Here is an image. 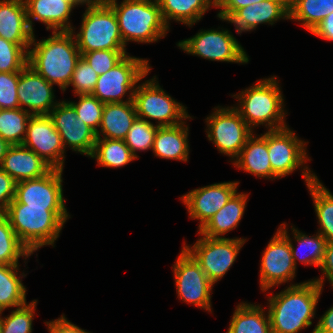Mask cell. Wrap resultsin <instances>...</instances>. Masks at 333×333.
I'll return each instance as SVG.
<instances>
[{"label": "cell", "mask_w": 333, "mask_h": 333, "mask_svg": "<svg viewBox=\"0 0 333 333\" xmlns=\"http://www.w3.org/2000/svg\"><path fill=\"white\" fill-rule=\"evenodd\" d=\"M30 111L25 109H0V137L10 145H20L26 135Z\"/></svg>", "instance_id": "e575fe53"}, {"label": "cell", "mask_w": 333, "mask_h": 333, "mask_svg": "<svg viewBox=\"0 0 333 333\" xmlns=\"http://www.w3.org/2000/svg\"><path fill=\"white\" fill-rule=\"evenodd\" d=\"M18 265L0 264V312L26 305V288L18 277Z\"/></svg>", "instance_id": "1f68e13d"}, {"label": "cell", "mask_w": 333, "mask_h": 333, "mask_svg": "<svg viewBox=\"0 0 333 333\" xmlns=\"http://www.w3.org/2000/svg\"><path fill=\"white\" fill-rule=\"evenodd\" d=\"M227 333H272L269 314L261 306L240 303L232 316Z\"/></svg>", "instance_id": "f1b7e54d"}, {"label": "cell", "mask_w": 333, "mask_h": 333, "mask_svg": "<svg viewBox=\"0 0 333 333\" xmlns=\"http://www.w3.org/2000/svg\"><path fill=\"white\" fill-rule=\"evenodd\" d=\"M62 171L52 168L42 177L16 183L15 199L27 207L65 208Z\"/></svg>", "instance_id": "e0dca14e"}, {"label": "cell", "mask_w": 333, "mask_h": 333, "mask_svg": "<svg viewBox=\"0 0 333 333\" xmlns=\"http://www.w3.org/2000/svg\"><path fill=\"white\" fill-rule=\"evenodd\" d=\"M0 37V72H20L28 64V48Z\"/></svg>", "instance_id": "74e56055"}, {"label": "cell", "mask_w": 333, "mask_h": 333, "mask_svg": "<svg viewBox=\"0 0 333 333\" xmlns=\"http://www.w3.org/2000/svg\"><path fill=\"white\" fill-rule=\"evenodd\" d=\"M287 238H289V242H290V249H291V253H292V257L294 259V263L296 266V260L297 258H299L300 252L297 251L294 246L292 245L293 243L291 242L292 240L290 239L289 235L287 234L288 232L286 231V224L283 223L280 225V227L278 228ZM293 230V234H294V238L295 240L298 242V244L300 245L299 247L301 249H303L305 251V256L304 257H300V261L302 263H305V265H315L317 267H320L322 261H323V257H324V253H325V248H326V244H327V240L325 239V237L320 234L318 232V234H316L315 237H310L307 236L305 234H303L302 232L300 233V231H298L295 228H292ZM299 248V249H300ZM303 251V252H304Z\"/></svg>", "instance_id": "d6a6232c"}, {"label": "cell", "mask_w": 333, "mask_h": 333, "mask_svg": "<svg viewBox=\"0 0 333 333\" xmlns=\"http://www.w3.org/2000/svg\"><path fill=\"white\" fill-rule=\"evenodd\" d=\"M73 31H53V36L40 42H35L33 35L31 46L33 44L35 48L28 50V65L63 91L70 85L76 63L81 57Z\"/></svg>", "instance_id": "7a4b0ae2"}, {"label": "cell", "mask_w": 333, "mask_h": 333, "mask_svg": "<svg viewBox=\"0 0 333 333\" xmlns=\"http://www.w3.org/2000/svg\"><path fill=\"white\" fill-rule=\"evenodd\" d=\"M320 268L333 288V242H327Z\"/></svg>", "instance_id": "c3c4849f"}, {"label": "cell", "mask_w": 333, "mask_h": 333, "mask_svg": "<svg viewBox=\"0 0 333 333\" xmlns=\"http://www.w3.org/2000/svg\"><path fill=\"white\" fill-rule=\"evenodd\" d=\"M247 194L235 193L229 201L199 229L201 236L221 238L235 227L242 219L246 207Z\"/></svg>", "instance_id": "4316f807"}, {"label": "cell", "mask_w": 333, "mask_h": 333, "mask_svg": "<svg viewBox=\"0 0 333 333\" xmlns=\"http://www.w3.org/2000/svg\"><path fill=\"white\" fill-rule=\"evenodd\" d=\"M16 182L0 168V213H5L15 199Z\"/></svg>", "instance_id": "ee69618b"}, {"label": "cell", "mask_w": 333, "mask_h": 333, "mask_svg": "<svg viewBox=\"0 0 333 333\" xmlns=\"http://www.w3.org/2000/svg\"><path fill=\"white\" fill-rule=\"evenodd\" d=\"M126 55V50H96L81 53V57L87 61L98 75H102L112 69Z\"/></svg>", "instance_id": "b9f144b4"}, {"label": "cell", "mask_w": 333, "mask_h": 333, "mask_svg": "<svg viewBox=\"0 0 333 333\" xmlns=\"http://www.w3.org/2000/svg\"><path fill=\"white\" fill-rule=\"evenodd\" d=\"M186 53L212 61L248 63L246 52L228 30H201L177 44Z\"/></svg>", "instance_id": "8fae6325"}, {"label": "cell", "mask_w": 333, "mask_h": 333, "mask_svg": "<svg viewBox=\"0 0 333 333\" xmlns=\"http://www.w3.org/2000/svg\"><path fill=\"white\" fill-rule=\"evenodd\" d=\"M310 33L323 39L333 41V12L327 15Z\"/></svg>", "instance_id": "7dc6e473"}, {"label": "cell", "mask_w": 333, "mask_h": 333, "mask_svg": "<svg viewBox=\"0 0 333 333\" xmlns=\"http://www.w3.org/2000/svg\"><path fill=\"white\" fill-rule=\"evenodd\" d=\"M33 35L24 0H0V37L17 45H31Z\"/></svg>", "instance_id": "603a6c76"}, {"label": "cell", "mask_w": 333, "mask_h": 333, "mask_svg": "<svg viewBox=\"0 0 333 333\" xmlns=\"http://www.w3.org/2000/svg\"><path fill=\"white\" fill-rule=\"evenodd\" d=\"M37 301L33 300L29 304L19 307L13 311L8 317L1 320V333H32V321Z\"/></svg>", "instance_id": "f35d334b"}, {"label": "cell", "mask_w": 333, "mask_h": 333, "mask_svg": "<svg viewBox=\"0 0 333 333\" xmlns=\"http://www.w3.org/2000/svg\"><path fill=\"white\" fill-rule=\"evenodd\" d=\"M303 177L314 201V208L320 224V234L327 242H333V195L318 181L317 176L307 166L303 168ZM306 170V171H305Z\"/></svg>", "instance_id": "83f0119b"}, {"label": "cell", "mask_w": 333, "mask_h": 333, "mask_svg": "<svg viewBox=\"0 0 333 333\" xmlns=\"http://www.w3.org/2000/svg\"><path fill=\"white\" fill-rule=\"evenodd\" d=\"M217 109L206 118L208 139L213 141L220 153L232 159L237 158L248 138L253 134L252 129L234 107Z\"/></svg>", "instance_id": "30bf717a"}, {"label": "cell", "mask_w": 333, "mask_h": 333, "mask_svg": "<svg viewBox=\"0 0 333 333\" xmlns=\"http://www.w3.org/2000/svg\"><path fill=\"white\" fill-rule=\"evenodd\" d=\"M86 5L80 32L74 36L80 53L126 50L113 8L108 3Z\"/></svg>", "instance_id": "8992f818"}, {"label": "cell", "mask_w": 333, "mask_h": 333, "mask_svg": "<svg viewBox=\"0 0 333 333\" xmlns=\"http://www.w3.org/2000/svg\"><path fill=\"white\" fill-rule=\"evenodd\" d=\"M19 72H0V109L20 108L17 86Z\"/></svg>", "instance_id": "7bdbcfd3"}, {"label": "cell", "mask_w": 333, "mask_h": 333, "mask_svg": "<svg viewBox=\"0 0 333 333\" xmlns=\"http://www.w3.org/2000/svg\"><path fill=\"white\" fill-rule=\"evenodd\" d=\"M53 84L47 82L28 64L19 72L17 86L18 101L21 109L29 107L32 115H48L57 105L54 102Z\"/></svg>", "instance_id": "d6986e66"}, {"label": "cell", "mask_w": 333, "mask_h": 333, "mask_svg": "<svg viewBox=\"0 0 333 333\" xmlns=\"http://www.w3.org/2000/svg\"><path fill=\"white\" fill-rule=\"evenodd\" d=\"M32 253L18 239L6 213H0V264L18 265L20 256L27 257Z\"/></svg>", "instance_id": "d590c367"}, {"label": "cell", "mask_w": 333, "mask_h": 333, "mask_svg": "<svg viewBox=\"0 0 333 333\" xmlns=\"http://www.w3.org/2000/svg\"><path fill=\"white\" fill-rule=\"evenodd\" d=\"M22 145L34 151L52 168L62 169L64 146L49 115H32Z\"/></svg>", "instance_id": "5bb4252c"}, {"label": "cell", "mask_w": 333, "mask_h": 333, "mask_svg": "<svg viewBox=\"0 0 333 333\" xmlns=\"http://www.w3.org/2000/svg\"><path fill=\"white\" fill-rule=\"evenodd\" d=\"M289 19L288 0H263L238 9L227 21L234 23L238 34L251 31L258 24L273 25L279 19Z\"/></svg>", "instance_id": "44dd1931"}, {"label": "cell", "mask_w": 333, "mask_h": 333, "mask_svg": "<svg viewBox=\"0 0 333 333\" xmlns=\"http://www.w3.org/2000/svg\"><path fill=\"white\" fill-rule=\"evenodd\" d=\"M99 75L82 57L76 63L70 84L74 87L75 95L92 94Z\"/></svg>", "instance_id": "60d3db41"}, {"label": "cell", "mask_w": 333, "mask_h": 333, "mask_svg": "<svg viewBox=\"0 0 333 333\" xmlns=\"http://www.w3.org/2000/svg\"><path fill=\"white\" fill-rule=\"evenodd\" d=\"M91 158H96L99 166L122 167L137 159L124 140L97 138Z\"/></svg>", "instance_id": "836d02e7"}, {"label": "cell", "mask_w": 333, "mask_h": 333, "mask_svg": "<svg viewBox=\"0 0 333 333\" xmlns=\"http://www.w3.org/2000/svg\"><path fill=\"white\" fill-rule=\"evenodd\" d=\"M312 333H333V307L320 318Z\"/></svg>", "instance_id": "681fc988"}, {"label": "cell", "mask_w": 333, "mask_h": 333, "mask_svg": "<svg viewBox=\"0 0 333 333\" xmlns=\"http://www.w3.org/2000/svg\"><path fill=\"white\" fill-rule=\"evenodd\" d=\"M112 0H83L84 4H92V3H109L111 2Z\"/></svg>", "instance_id": "816d5d0a"}, {"label": "cell", "mask_w": 333, "mask_h": 333, "mask_svg": "<svg viewBox=\"0 0 333 333\" xmlns=\"http://www.w3.org/2000/svg\"><path fill=\"white\" fill-rule=\"evenodd\" d=\"M324 276L292 284L279 294L269 297L272 333H298L312 325L315 309L323 289Z\"/></svg>", "instance_id": "6da1fadb"}, {"label": "cell", "mask_w": 333, "mask_h": 333, "mask_svg": "<svg viewBox=\"0 0 333 333\" xmlns=\"http://www.w3.org/2000/svg\"><path fill=\"white\" fill-rule=\"evenodd\" d=\"M222 0H207V2L209 4H211L212 6H215L216 8L219 6V4L221 3Z\"/></svg>", "instance_id": "f5cc1de1"}, {"label": "cell", "mask_w": 333, "mask_h": 333, "mask_svg": "<svg viewBox=\"0 0 333 333\" xmlns=\"http://www.w3.org/2000/svg\"><path fill=\"white\" fill-rule=\"evenodd\" d=\"M173 269L178 297L186 303L211 311L210 291L214 284L184 247Z\"/></svg>", "instance_id": "7c38bea8"}, {"label": "cell", "mask_w": 333, "mask_h": 333, "mask_svg": "<svg viewBox=\"0 0 333 333\" xmlns=\"http://www.w3.org/2000/svg\"><path fill=\"white\" fill-rule=\"evenodd\" d=\"M48 115L61 136L64 148L67 144L73 151L91 157L97 140L96 132L77 117L69 102L57 103Z\"/></svg>", "instance_id": "2e32d148"}, {"label": "cell", "mask_w": 333, "mask_h": 333, "mask_svg": "<svg viewBox=\"0 0 333 333\" xmlns=\"http://www.w3.org/2000/svg\"><path fill=\"white\" fill-rule=\"evenodd\" d=\"M137 118L133 101L105 103L102 112L100 132L96 133L100 138L124 140L132 123Z\"/></svg>", "instance_id": "cb8c5ba5"}, {"label": "cell", "mask_w": 333, "mask_h": 333, "mask_svg": "<svg viewBox=\"0 0 333 333\" xmlns=\"http://www.w3.org/2000/svg\"><path fill=\"white\" fill-rule=\"evenodd\" d=\"M241 238L202 237L191 246H183L200 264L209 280L215 284L235 262L239 250L245 243Z\"/></svg>", "instance_id": "9c48e42d"}, {"label": "cell", "mask_w": 333, "mask_h": 333, "mask_svg": "<svg viewBox=\"0 0 333 333\" xmlns=\"http://www.w3.org/2000/svg\"><path fill=\"white\" fill-rule=\"evenodd\" d=\"M79 102H69L75 109L78 118L92 128L96 133L99 131L102 121V112L105 103L101 102L92 94L78 95Z\"/></svg>", "instance_id": "ab89813d"}, {"label": "cell", "mask_w": 333, "mask_h": 333, "mask_svg": "<svg viewBox=\"0 0 333 333\" xmlns=\"http://www.w3.org/2000/svg\"><path fill=\"white\" fill-rule=\"evenodd\" d=\"M50 333H89L69 322L64 315L60 318L46 322Z\"/></svg>", "instance_id": "bcb514c9"}, {"label": "cell", "mask_w": 333, "mask_h": 333, "mask_svg": "<svg viewBox=\"0 0 333 333\" xmlns=\"http://www.w3.org/2000/svg\"><path fill=\"white\" fill-rule=\"evenodd\" d=\"M239 182L215 183L197 188L182 196L190 218L200 220L201 229L237 192Z\"/></svg>", "instance_id": "ac0fdd59"}, {"label": "cell", "mask_w": 333, "mask_h": 333, "mask_svg": "<svg viewBox=\"0 0 333 333\" xmlns=\"http://www.w3.org/2000/svg\"><path fill=\"white\" fill-rule=\"evenodd\" d=\"M0 168L16 183L47 174L52 167L34 151L24 145H11Z\"/></svg>", "instance_id": "7402d4cb"}, {"label": "cell", "mask_w": 333, "mask_h": 333, "mask_svg": "<svg viewBox=\"0 0 333 333\" xmlns=\"http://www.w3.org/2000/svg\"><path fill=\"white\" fill-rule=\"evenodd\" d=\"M27 21L33 31L32 19L43 22L46 29L53 31H72L68 21L75 5L83 4V0H24ZM31 17V18H30Z\"/></svg>", "instance_id": "ffe728a7"}, {"label": "cell", "mask_w": 333, "mask_h": 333, "mask_svg": "<svg viewBox=\"0 0 333 333\" xmlns=\"http://www.w3.org/2000/svg\"><path fill=\"white\" fill-rule=\"evenodd\" d=\"M233 163L245 172L272 179V168L268 155V131L258 138L252 134Z\"/></svg>", "instance_id": "d4e9b609"}, {"label": "cell", "mask_w": 333, "mask_h": 333, "mask_svg": "<svg viewBox=\"0 0 333 333\" xmlns=\"http://www.w3.org/2000/svg\"><path fill=\"white\" fill-rule=\"evenodd\" d=\"M305 144L288 127L268 131V155L273 179L302 167L307 158Z\"/></svg>", "instance_id": "4fadbf2b"}, {"label": "cell", "mask_w": 333, "mask_h": 333, "mask_svg": "<svg viewBox=\"0 0 333 333\" xmlns=\"http://www.w3.org/2000/svg\"><path fill=\"white\" fill-rule=\"evenodd\" d=\"M148 62L126 55L112 69L99 75L92 95L103 103L133 101L135 85L150 71ZM128 90L131 91L128 100L122 101Z\"/></svg>", "instance_id": "52a82bcc"}, {"label": "cell", "mask_w": 333, "mask_h": 333, "mask_svg": "<svg viewBox=\"0 0 333 333\" xmlns=\"http://www.w3.org/2000/svg\"><path fill=\"white\" fill-rule=\"evenodd\" d=\"M155 78L137 86L133 93L137 118L158 120L159 127L181 124L183 119L190 117L186 107L166 94Z\"/></svg>", "instance_id": "ba28073f"}, {"label": "cell", "mask_w": 333, "mask_h": 333, "mask_svg": "<svg viewBox=\"0 0 333 333\" xmlns=\"http://www.w3.org/2000/svg\"><path fill=\"white\" fill-rule=\"evenodd\" d=\"M263 0H222L218 8H221L218 17L227 21L238 9L262 2Z\"/></svg>", "instance_id": "f6af8a7d"}, {"label": "cell", "mask_w": 333, "mask_h": 333, "mask_svg": "<svg viewBox=\"0 0 333 333\" xmlns=\"http://www.w3.org/2000/svg\"><path fill=\"white\" fill-rule=\"evenodd\" d=\"M158 127L147 119L136 118L134 120L124 141L136 158H138L137 150L153 149L154 137Z\"/></svg>", "instance_id": "8d00e7d4"}, {"label": "cell", "mask_w": 333, "mask_h": 333, "mask_svg": "<svg viewBox=\"0 0 333 333\" xmlns=\"http://www.w3.org/2000/svg\"><path fill=\"white\" fill-rule=\"evenodd\" d=\"M333 12V0H290L289 19L301 21L311 32Z\"/></svg>", "instance_id": "4dcf8cb0"}, {"label": "cell", "mask_w": 333, "mask_h": 333, "mask_svg": "<svg viewBox=\"0 0 333 333\" xmlns=\"http://www.w3.org/2000/svg\"><path fill=\"white\" fill-rule=\"evenodd\" d=\"M116 13L124 45L127 41L155 42L165 37L169 27L165 24L157 0H116L108 3Z\"/></svg>", "instance_id": "277c9868"}, {"label": "cell", "mask_w": 333, "mask_h": 333, "mask_svg": "<svg viewBox=\"0 0 333 333\" xmlns=\"http://www.w3.org/2000/svg\"><path fill=\"white\" fill-rule=\"evenodd\" d=\"M18 239L31 253L44 245H54L68 219L66 208L27 207L14 199L6 210Z\"/></svg>", "instance_id": "3957f363"}, {"label": "cell", "mask_w": 333, "mask_h": 333, "mask_svg": "<svg viewBox=\"0 0 333 333\" xmlns=\"http://www.w3.org/2000/svg\"><path fill=\"white\" fill-rule=\"evenodd\" d=\"M10 146L11 145L8 142L0 137V166Z\"/></svg>", "instance_id": "f907efd6"}, {"label": "cell", "mask_w": 333, "mask_h": 333, "mask_svg": "<svg viewBox=\"0 0 333 333\" xmlns=\"http://www.w3.org/2000/svg\"><path fill=\"white\" fill-rule=\"evenodd\" d=\"M277 77L257 81L252 87L237 94L240 107H234L246 124L252 126L268 125L270 130L288 127L284 122L283 95L278 87Z\"/></svg>", "instance_id": "5b68a950"}, {"label": "cell", "mask_w": 333, "mask_h": 333, "mask_svg": "<svg viewBox=\"0 0 333 333\" xmlns=\"http://www.w3.org/2000/svg\"><path fill=\"white\" fill-rule=\"evenodd\" d=\"M185 122L175 126L158 127L155 137L153 152L156 156L165 159L188 161V126Z\"/></svg>", "instance_id": "484cf974"}, {"label": "cell", "mask_w": 333, "mask_h": 333, "mask_svg": "<svg viewBox=\"0 0 333 333\" xmlns=\"http://www.w3.org/2000/svg\"><path fill=\"white\" fill-rule=\"evenodd\" d=\"M165 24L173 19L188 26L201 20L211 4L207 0H157Z\"/></svg>", "instance_id": "f546056e"}, {"label": "cell", "mask_w": 333, "mask_h": 333, "mask_svg": "<svg viewBox=\"0 0 333 333\" xmlns=\"http://www.w3.org/2000/svg\"><path fill=\"white\" fill-rule=\"evenodd\" d=\"M296 266L292 257L289 238L279 229L266 247L260 266L261 290L292 280Z\"/></svg>", "instance_id": "9a60e30c"}]
</instances>
